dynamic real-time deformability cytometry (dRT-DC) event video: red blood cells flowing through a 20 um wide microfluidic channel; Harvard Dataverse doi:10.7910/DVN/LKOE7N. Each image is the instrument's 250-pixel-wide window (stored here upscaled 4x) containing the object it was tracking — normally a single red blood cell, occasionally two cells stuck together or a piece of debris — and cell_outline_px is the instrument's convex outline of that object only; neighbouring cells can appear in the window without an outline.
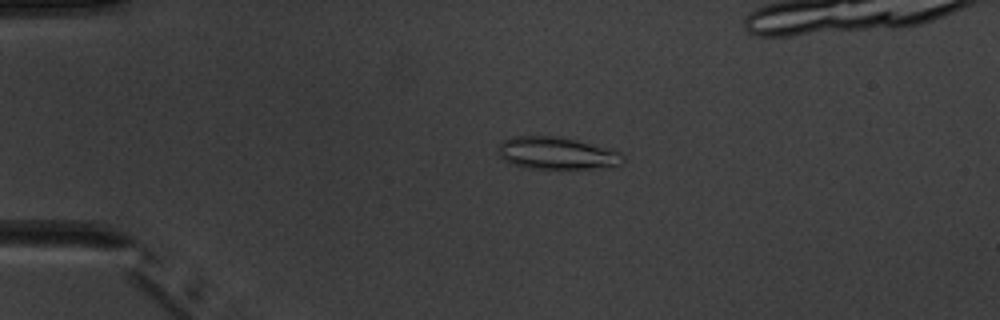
{"species": "common noctule bat (a hibernating species)", "species_latin": "Nyctalus noctula", "temperature_condition": "warm", "stored_images_in_passage": 4, "camera_frame_rate_fps": 3000, "um_per_image_px": 0.085, "animal": {"sex": "male", "body_mass_g": 20.1, "forearm_length_mm": 53.5}, "frame": {"image": 1, "passage_image": 2, "time_ms": 2.0, "image_size_px": [1000, 320], "cell_outline_px": [[624, 160], [620, 164], [588, 168], [528, 168], [512, 164], [504, 160], [500, 156], [500, 144], [504, 140], [512, 136], [560, 136], [576, 140], [620, 152], [624, 156]], "centroid_in_image_um": [47.29, 13.01], "position_along_channel_um": 37.7, "area_um2": 22.95}}